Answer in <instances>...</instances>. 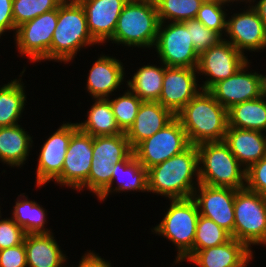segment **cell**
<instances>
[{"mask_svg": "<svg viewBox=\"0 0 266 267\" xmlns=\"http://www.w3.org/2000/svg\"><path fill=\"white\" fill-rule=\"evenodd\" d=\"M193 176L197 177L195 182ZM147 180L148 192L163 195L169 200L193 197L197 188L194 186L200 184L197 146L190 145L182 153L149 168Z\"/></svg>", "mask_w": 266, "mask_h": 267, "instance_id": "obj_1", "label": "cell"}, {"mask_svg": "<svg viewBox=\"0 0 266 267\" xmlns=\"http://www.w3.org/2000/svg\"><path fill=\"white\" fill-rule=\"evenodd\" d=\"M176 117L191 145L224 140L228 128V110L207 90H201Z\"/></svg>", "mask_w": 266, "mask_h": 267, "instance_id": "obj_2", "label": "cell"}, {"mask_svg": "<svg viewBox=\"0 0 266 267\" xmlns=\"http://www.w3.org/2000/svg\"><path fill=\"white\" fill-rule=\"evenodd\" d=\"M96 45L87 27L85 10L78 0L63 1L52 36L50 60L70 62L84 46Z\"/></svg>", "mask_w": 266, "mask_h": 267, "instance_id": "obj_3", "label": "cell"}, {"mask_svg": "<svg viewBox=\"0 0 266 267\" xmlns=\"http://www.w3.org/2000/svg\"><path fill=\"white\" fill-rule=\"evenodd\" d=\"M159 23L154 0H129L120 13L110 41L129 47H154Z\"/></svg>", "mask_w": 266, "mask_h": 267, "instance_id": "obj_4", "label": "cell"}, {"mask_svg": "<svg viewBox=\"0 0 266 267\" xmlns=\"http://www.w3.org/2000/svg\"><path fill=\"white\" fill-rule=\"evenodd\" d=\"M197 148L198 164L201 166H199L201 184L234 189L245 187L246 169L238 162L224 141L204 142L197 145Z\"/></svg>", "mask_w": 266, "mask_h": 267, "instance_id": "obj_5", "label": "cell"}, {"mask_svg": "<svg viewBox=\"0 0 266 267\" xmlns=\"http://www.w3.org/2000/svg\"><path fill=\"white\" fill-rule=\"evenodd\" d=\"M161 222L155 226L154 233L171 240L178 249L176 262L192 251L197 228L199 210L195 200L191 198L173 199Z\"/></svg>", "mask_w": 266, "mask_h": 267, "instance_id": "obj_6", "label": "cell"}, {"mask_svg": "<svg viewBox=\"0 0 266 267\" xmlns=\"http://www.w3.org/2000/svg\"><path fill=\"white\" fill-rule=\"evenodd\" d=\"M234 238L251 245H266V198L246 187L237 189L234 199Z\"/></svg>", "mask_w": 266, "mask_h": 267, "instance_id": "obj_7", "label": "cell"}, {"mask_svg": "<svg viewBox=\"0 0 266 267\" xmlns=\"http://www.w3.org/2000/svg\"><path fill=\"white\" fill-rule=\"evenodd\" d=\"M190 145L180 120L175 117L161 130L140 142L133 149V153L141 165L148 170L182 153Z\"/></svg>", "mask_w": 266, "mask_h": 267, "instance_id": "obj_8", "label": "cell"}, {"mask_svg": "<svg viewBox=\"0 0 266 267\" xmlns=\"http://www.w3.org/2000/svg\"><path fill=\"white\" fill-rule=\"evenodd\" d=\"M154 48L166 66L183 68L198 66L199 54L191 41L190 31L182 22H171L168 25L160 22Z\"/></svg>", "mask_w": 266, "mask_h": 267, "instance_id": "obj_9", "label": "cell"}, {"mask_svg": "<svg viewBox=\"0 0 266 267\" xmlns=\"http://www.w3.org/2000/svg\"><path fill=\"white\" fill-rule=\"evenodd\" d=\"M58 19V8L24 22L15 32L19 53L31 61L50 60L52 36Z\"/></svg>", "mask_w": 266, "mask_h": 267, "instance_id": "obj_10", "label": "cell"}, {"mask_svg": "<svg viewBox=\"0 0 266 267\" xmlns=\"http://www.w3.org/2000/svg\"><path fill=\"white\" fill-rule=\"evenodd\" d=\"M227 39L220 40L199 55L197 73L209 76L201 89L209 91L216 83L234 75L248 58Z\"/></svg>", "mask_w": 266, "mask_h": 267, "instance_id": "obj_11", "label": "cell"}, {"mask_svg": "<svg viewBox=\"0 0 266 267\" xmlns=\"http://www.w3.org/2000/svg\"><path fill=\"white\" fill-rule=\"evenodd\" d=\"M93 159V136L78 129L66 151L62 173L54 180L77 191L86 188Z\"/></svg>", "mask_w": 266, "mask_h": 267, "instance_id": "obj_12", "label": "cell"}, {"mask_svg": "<svg viewBox=\"0 0 266 267\" xmlns=\"http://www.w3.org/2000/svg\"><path fill=\"white\" fill-rule=\"evenodd\" d=\"M196 189L192 198L197 203L199 214L213 220L234 238V199L237 189L201 183Z\"/></svg>", "mask_w": 266, "mask_h": 267, "instance_id": "obj_13", "label": "cell"}, {"mask_svg": "<svg viewBox=\"0 0 266 267\" xmlns=\"http://www.w3.org/2000/svg\"><path fill=\"white\" fill-rule=\"evenodd\" d=\"M77 123H63L43 144L38 158L36 184L41 187L55 180L61 173L71 136L78 130Z\"/></svg>", "mask_w": 266, "mask_h": 267, "instance_id": "obj_14", "label": "cell"}, {"mask_svg": "<svg viewBox=\"0 0 266 267\" xmlns=\"http://www.w3.org/2000/svg\"><path fill=\"white\" fill-rule=\"evenodd\" d=\"M197 68L169 67L165 65L162 91L158 102L175 115L199 92Z\"/></svg>", "mask_w": 266, "mask_h": 267, "instance_id": "obj_15", "label": "cell"}, {"mask_svg": "<svg viewBox=\"0 0 266 267\" xmlns=\"http://www.w3.org/2000/svg\"><path fill=\"white\" fill-rule=\"evenodd\" d=\"M249 7L243 13H234L227 20L226 36H229V42L242 54L244 50L255 52L266 48V26L256 10Z\"/></svg>", "mask_w": 266, "mask_h": 267, "instance_id": "obj_16", "label": "cell"}, {"mask_svg": "<svg viewBox=\"0 0 266 267\" xmlns=\"http://www.w3.org/2000/svg\"><path fill=\"white\" fill-rule=\"evenodd\" d=\"M247 61L238 71L227 79L216 83L209 92L225 108L244 101L253 100L262 96L259 74L246 73L249 67Z\"/></svg>", "mask_w": 266, "mask_h": 267, "instance_id": "obj_17", "label": "cell"}, {"mask_svg": "<svg viewBox=\"0 0 266 267\" xmlns=\"http://www.w3.org/2000/svg\"><path fill=\"white\" fill-rule=\"evenodd\" d=\"M78 1L85 10L90 35L101 44L113 37L120 13L129 0Z\"/></svg>", "mask_w": 266, "mask_h": 267, "instance_id": "obj_18", "label": "cell"}, {"mask_svg": "<svg viewBox=\"0 0 266 267\" xmlns=\"http://www.w3.org/2000/svg\"><path fill=\"white\" fill-rule=\"evenodd\" d=\"M252 253L244 243L232 237L224 244L196 251L188 261L198 267H247Z\"/></svg>", "mask_w": 266, "mask_h": 267, "instance_id": "obj_19", "label": "cell"}, {"mask_svg": "<svg viewBox=\"0 0 266 267\" xmlns=\"http://www.w3.org/2000/svg\"><path fill=\"white\" fill-rule=\"evenodd\" d=\"M176 115L159 102L143 101L135 121L125 132L132 149L170 123Z\"/></svg>", "mask_w": 266, "mask_h": 267, "instance_id": "obj_20", "label": "cell"}, {"mask_svg": "<svg viewBox=\"0 0 266 267\" xmlns=\"http://www.w3.org/2000/svg\"><path fill=\"white\" fill-rule=\"evenodd\" d=\"M264 135L265 133L260 131L228 126L223 141L238 162L247 170L251 165L266 157V135Z\"/></svg>", "mask_w": 266, "mask_h": 267, "instance_id": "obj_21", "label": "cell"}, {"mask_svg": "<svg viewBox=\"0 0 266 267\" xmlns=\"http://www.w3.org/2000/svg\"><path fill=\"white\" fill-rule=\"evenodd\" d=\"M124 67L118 59L101 55L89 71L87 91L94 99L110 97L124 79Z\"/></svg>", "mask_w": 266, "mask_h": 267, "instance_id": "obj_22", "label": "cell"}, {"mask_svg": "<svg viewBox=\"0 0 266 267\" xmlns=\"http://www.w3.org/2000/svg\"><path fill=\"white\" fill-rule=\"evenodd\" d=\"M52 234V232L26 234L24 246L27 267L63 266L66 255L61 251Z\"/></svg>", "mask_w": 266, "mask_h": 267, "instance_id": "obj_23", "label": "cell"}, {"mask_svg": "<svg viewBox=\"0 0 266 267\" xmlns=\"http://www.w3.org/2000/svg\"><path fill=\"white\" fill-rule=\"evenodd\" d=\"M113 170L110 185L98 196L100 201H104L111 193L113 182L116 179L118 180V185L113 189L114 192L120 193V191L128 192L132 190L148 192L147 169L135 158L133 152L124 161L116 163L113 166Z\"/></svg>", "mask_w": 266, "mask_h": 267, "instance_id": "obj_24", "label": "cell"}, {"mask_svg": "<svg viewBox=\"0 0 266 267\" xmlns=\"http://www.w3.org/2000/svg\"><path fill=\"white\" fill-rule=\"evenodd\" d=\"M20 125L0 128V160L11 167H20L27 160L32 137Z\"/></svg>", "mask_w": 266, "mask_h": 267, "instance_id": "obj_25", "label": "cell"}, {"mask_svg": "<svg viewBox=\"0 0 266 267\" xmlns=\"http://www.w3.org/2000/svg\"><path fill=\"white\" fill-rule=\"evenodd\" d=\"M228 126L266 132L265 96L238 103L228 109Z\"/></svg>", "mask_w": 266, "mask_h": 267, "instance_id": "obj_26", "label": "cell"}, {"mask_svg": "<svg viewBox=\"0 0 266 267\" xmlns=\"http://www.w3.org/2000/svg\"><path fill=\"white\" fill-rule=\"evenodd\" d=\"M87 114V120L77 123L82 132L93 137L113 136L124 133L116 122L109 98L95 99Z\"/></svg>", "mask_w": 266, "mask_h": 267, "instance_id": "obj_27", "label": "cell"}, {"mask_svg": "<svg viewBox=\"0 0 266 267\" xmlns=\"http://www.w3.org/2000/svg\"><path fill=\"white\" fill-rule=\"evenodd\" d=\"M144 65L134 73L132 80L127 81L129 90L142 101L158 102L162 91L165 66Z\"/></svg>", "mask_w": 266, "mask_h": 267, "instance_id": "obj_28", "label": "cell"}, {"mask_svg": "<svg viewBox=\"0 0 266 267\" xmlns=\"http://www.w3.org/2000/svg\"><path fill=\"white\" fill-rule=\"evenodd\" d=\"M23 87L21 79L0 87V128L18 124L26 101Z\"/></svg>", "mask_w": 266, "mask_h": 267, "instance_id": "obj_29", "label": "cell"}, {"mask_svg": "<svg viewBox=\"0 0 266 267\" xmlns=\"http://www.w3.org/2000/svg\"><path fill=\"white\" fill-rule=\"evenodd\" d=\"M129 141L124 133L113 136L93 137V159L92 163H103L115 165L124 161L131 153Z\"/></svg>", "mask_w": 266, "mask_h": 267, "instance_id": "obj_30", "label": "cell"}, {"mask_svg": "<svg viewBox=\"0 0 266 267\" xmlns=\"http://www.w3.org/2000/svg\"><path fill=\"white\" fill-rule=\"evenodd\" d=\"M21 196L25 198L17 199L12 219L26 234L50 233V230L44 228L46 214L43 207H40L35 201H29L26 196Z\"/></svg>", "mask_w": 266, "mask_h": 267, "instance_id": "obj_31", "label": "cell"}, {"mask_svg": "<svg viewBox=\"0 0 266 267\" xmlns=\"http://www.w3.org/2000/svg\"><path fill=\"white\" fill-rule=\"evenodd\" d=\"M232 238L231 234L213 220L199 215L192 251L183 259H189L196 251L224 244Z\"/></svg>", "mask_w": 266, "mask_h": 267, "instance_id": "obj_32", "label": "cell"}, {"mask_svg": "<svg viewBox=\"0 0 266 267\" xmlns=\"http://www.w3.org/2000/svg\"><path fill=\"white\" fill-rule=\"evenodd\" d=\"M160 22H184L195 19L203 0H154Z\"/></svg>", "mask_w": 266, "mask_h": 267, "instance_id": "obj_33", "label": "cell"}, {"mask_svg": "<svg viewBox=\"0 0 266 267\" xmlns=\"http://www.w3.org/2000/svg\"><path fill=\"white\" fill-rule=\"evenodd\" d=\"M109 101L119 128L126 132L135 121L143 101L130 90L125 91L122 96Z\"/></svg>", "mask_w": 266, "mask_h": 267, "instance_id": "obj_34", "label": "cell"}, {"mask_svg": "<svg viewBox=\"0 0 266 267\" xmlns=\"http://www.w3.org/2000/svg\"><path fill=\"white\" fill-rule=\"evenodd\" d=\"M62 0H13V19L16 27L37 16L57 9Z\"/></svg>", "mask_w": 266, "mask_h": 267, "instance_id": "obj_35", "label": "cell"}, {"mask_svg": "<svg viewBox=\"0 0 266 267\" xmlns=\"http://www.w3.org/2000/svg\"><path fill=\"white\" fill-rule=\"evenodd\" d=\"M228 2L230 3L231 1H204L198 10L196 19L222 37V33L224 31L226 33L227 29V15L223 10V5Z\"/></svg>", "mask_w": 266, "mask_h": 267, "instance_id": "obj_36", "label": "cell"}, {"mask_svg": "<svg viewBox=\"0 0 266 267\" xmlns=\"http://www.w3.org/2000/svg\"><path fill=\"white\" fill-rule=\"evenodd\" d=\"M182 23L190 31L191 41L199 55L223 39L218 33L208 29L196 18Z\"/></svg>", "mask_w": 266, "mask_h": 267, "instance_id": "obj_37", "label": "cell"}, {"mask_svg": "<svg viewBox=\"0 0 266 267\" xmlns=\"http://www.w3.org/2000/svg\"><path fill=\"white\" fill-rule=\"evenodd\" d=\"M113 172L111 164L92 163L86 188L98 197L110 185Z\"/></svg>", "mask_w": 266, "mask_h": 267, "instance_id": "obj_38", "label": "cell"}, {"mask_svg": "<svg viewBox=\"0 0 266 267\" xmlns=\"http://www.w3.org/2000/svg\"><path fill=\"white\" fill-rule=\"evenodd\" d=\"M25 236V231L13 219L0 220V250L22 244Z\"/></svg>", "mask_w": 266, "mask_h": 267, "instance_id": "obj_39", "label": "cell"}, {"mask_svg": "<svg viewBox=\"0 0 266 267\" xmlns=\"http://www.w3.org/2000/svg\"><path fill=\"white\" fill-rule=\"evenodd\" d=\"M245 187L266 198V157H263L246 170Z\"/></svg>", "mask_w": 266, "mask_h": 267, "instance_id": "obj_40", "label": "cell"}, {"mask_svg": "<svg viewBox=\"0 0 266 267\" xmlns=\"http://www.w3.org/2000/svg\"><path fill=\"white\" fill-rule=\"evenodd\" d=\"M0 267H27L24 242L15 247L0 250Z\"/></svg>", "mask_w": 266, "mask_h": 267, "instance_id": "obj_41", "label": "cell"}, {"mask_svg": "<svg viewBox=\"0 0 266 267\" xmlns=\"http://www.w3.org/2000/svg\"><path fill=\"white\" fill-rule=\"evenodd\" d=\"M13 0H0V37L7 30H17L13 19Z\"/></svg>", "mask_w": 266, "mask_h": 267, "instance_id": "obj_42", "label": "cell"}, {"mask_svg": "<svg viewBox=\"0 0 266 267\" xmlns=\"http://www.w3.org/2000/svg\"><path fill=\"white\" fill-rule=\"evenodd\" d=\"M78 267H111V265L110 262L105 261L99 255L88 252L83 255Z\"/></svg>", "mask_w": 266, "mask_h": 267, "instance_id": "obj_43", "label": "cell"}, {"mask_svg": "<svg viewBox=\"0 0 266 267\" xmlns=\"http://www.w3.org/2000/svg\"><path fill=\"white\" fill-rule=\"evenodd\" d=\"M252 7L256 10L257 14L266 26V0H259L257 4H254Z\"/></svg>", "mask_w": 266, "mask_h": 267, "instance_id": "obj_44", "label": "cell"}, {"mask_svg": "<svg viewBox=\"0 0 266 267\" xmlns=\"http://www.w3.org/2000/svg\"><path fill=\"white\" fill-rule=\"evenodd\" d=\"M261 93L266 97V76L259 74Z\"/></svg>", "mask_w": 266, "mask_h": 267, "instance_id": "obj_45", "label": "cell"}, {"mask_svg": "<svg viewBox=\"0 0 266 267\" xmlns=\"http://www.w3.org/2000/svg\"><path fill=\"white\" fill-rule=\"evenodd\" d=\"M230 1H231V2H234V1H239V0H230ZM240 1H241V2L246 1V3H247V2H249V3L252 2V0H240ZM254 1H255V0H253V2H254Z\"/></svg>", "mask_w": 266, "mask_h": 267, "instance_id": "obj_46", "label": "cell"}, {"mask_svg": "<svg viewBox=\"0 0 266 267\" xmlns=\"http://www.w3.org/2000/svg\"><path fill=\"white\" fill-rule=\"evenodd\" d=\"M203 1H230V0H203Z\"/></svg>", "mask_w": 266, "mask_h": 267, "instance_id": "obj_47", "label": "cell"}]
</instances>
